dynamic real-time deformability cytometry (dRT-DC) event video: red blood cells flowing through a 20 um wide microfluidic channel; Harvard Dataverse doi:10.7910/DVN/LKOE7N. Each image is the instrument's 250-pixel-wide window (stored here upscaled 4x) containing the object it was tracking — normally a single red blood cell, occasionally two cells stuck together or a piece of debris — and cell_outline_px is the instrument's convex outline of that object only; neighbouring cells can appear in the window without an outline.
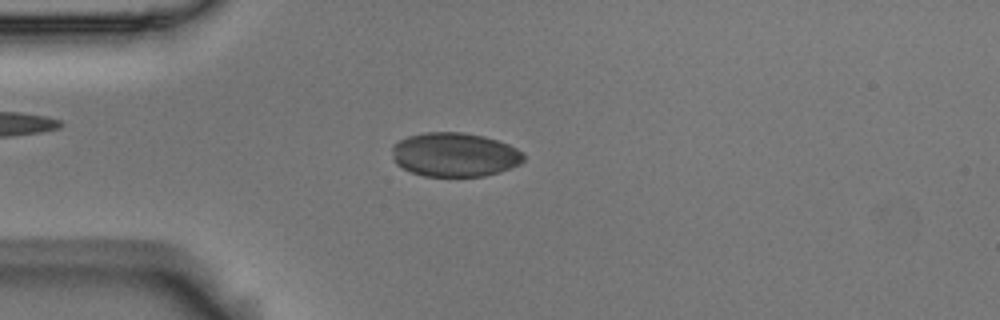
{"species": "Egyptian fruit bat (a non-hibernating species)", "species_latin": "Rousettus aegyptiacus", "temperature_condition": "room temperature", "stored_images_in_passage": 49, "camera_frame_rate_fps": 3000, "um_per_image_px": 0.085, "animal": {"sex": "male"}, "frame": {"image": 1, "passage_image": 8, "time_ms": 2.333, "image_size_px": [1000, 320], "cell_outline_px": [[524, 160], [520, 164], [512, 168], [500, 172], [484, 176], [424, 176], [412, 172], [396, 164], [392, 160], [392, 144], [408, 136], [424, 132], [464, 132], [484, 136], [508, 144], [524, 152]], "centroid_in_image_um": [38.65, 13.14], "position_along_channel_um": 46.4, "area_um2": 34.04}}
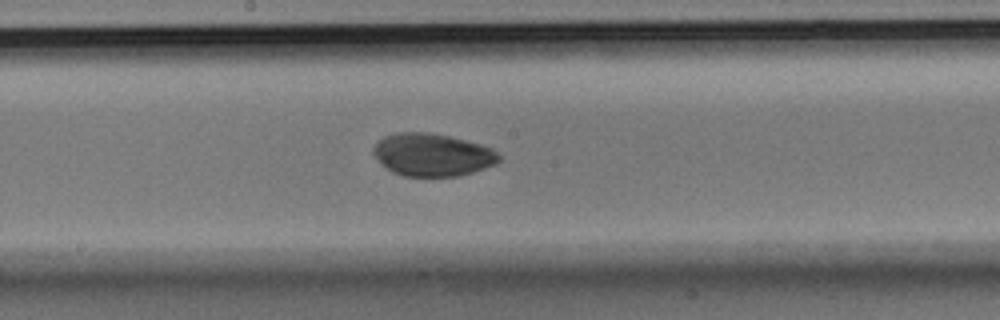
{"frame": {"image": 2, "passage_image": 23, "time_ms": 7.333, "image_size_px": [1000, 320], "cell_outline_px": [[500, 160], [496, 164], [472, 172], [456, 176], [404, 176], [392, 172], [372, 152], [372, 148], [384, 136], [400, 132], [428, 132], [448, 136], [480, 144], [492, 148], [500, 156]], "centroid_in_image_um": [36.76, 13.15], "position_along_channel_um": 211.4, "area_um2": 30.87}}
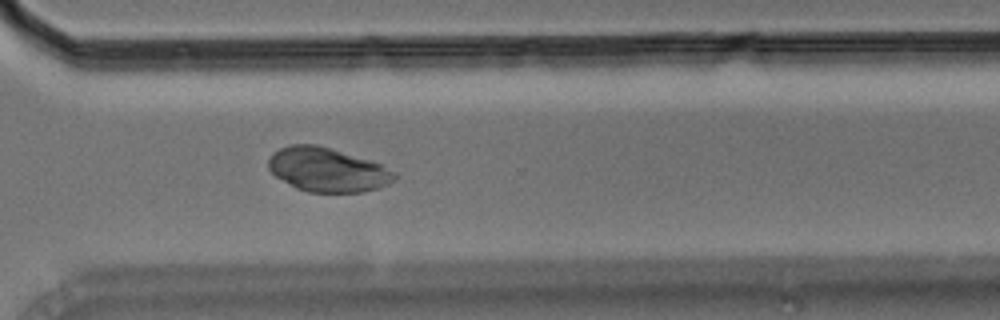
{"frame": {"image": 3, "passage_image": 34, "time_ms": 11.0, "image_size_px": [1000, 320], "cell_outline_px": [[396, 180], [380, 188], [364, 192], [308, 192], [296, 188], [276, 176], [268, 168], [268, 160], [272, 152], [280, 148], [292, 144], [316, 144], [380, 164], [396, 172]], "centroid_in_image_um": [27.83, 14.44], "position_along_channel_um": 342.8, "area_um2": 32.19}}